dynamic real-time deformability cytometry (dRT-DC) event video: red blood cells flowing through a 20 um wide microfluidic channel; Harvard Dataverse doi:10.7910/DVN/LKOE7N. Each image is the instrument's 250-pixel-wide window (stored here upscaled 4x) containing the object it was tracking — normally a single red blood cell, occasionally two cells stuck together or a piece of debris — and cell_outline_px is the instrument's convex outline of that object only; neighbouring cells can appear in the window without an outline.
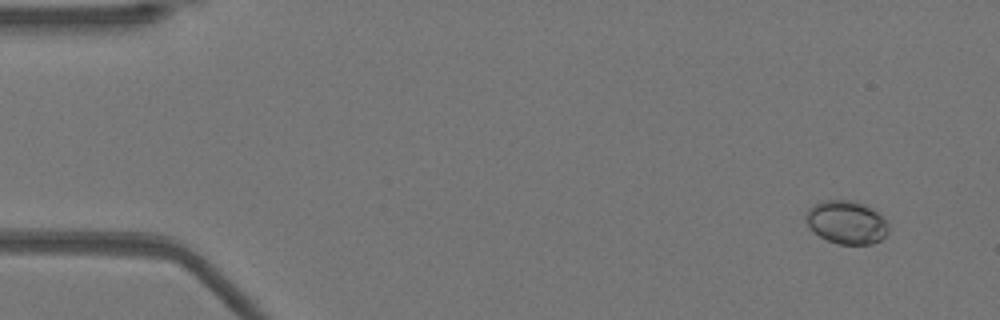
{"species": "Egyptian fruit bat (a non-hibernating species)", "species_latin": "Rousettus aegyptiacus", "temperature_condition": "warm", "stored_images_in_passage": 52, "camera_frame_rate_fps": 3000, "um_per_image_px": 0.085, "animal": {"sex": "female"}, "frame": {"image": 1, "passage_image": 4, "time_ms": 1.0, "image_size_px": [1000, 320], "cell_outline_px": [[888, 232], [880, 240], [872, 244], [836, 244], [820, 236], [808, 224], [808, 208], [816, 204], [828, 200], [848, 200], [864, 204], [876, 212], [888, 224]], "centroid_in_image_um": [71.98, 18.91], "position_along_channel_um": 13.0, "area_um2": 20.17}}
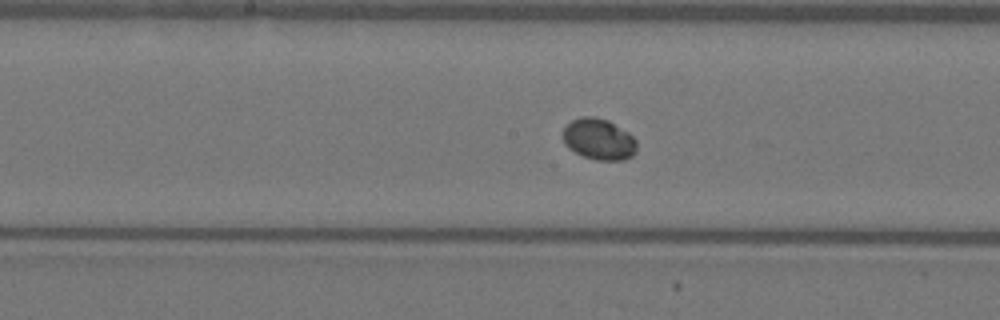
{"frame": {"image": 2, "passage_image": 27, "time_ms": 8.667, "image_size_px": [1000, 320], "cell_outline_px": [[636, 152], [632, 156], [624, 160], [596, 160], [584, 156], [568, 148], [564, 144], [564, 128], [572, 120], [584, 116], [596, 116], [608, 120], [628, 132], [636, 140]], "centroid_in_image_um": [50.92, 11.83], "position_along_channel_um": 197.3, "area_um2": 17.69}}
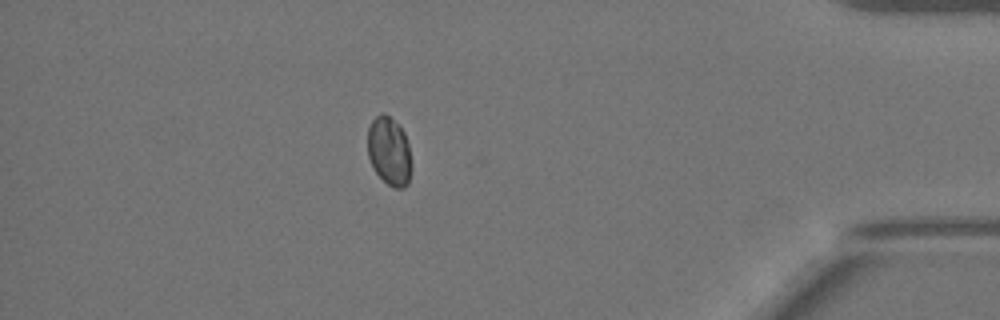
{"frame": {"image": 3, "passage_image": 46, "time_ms": 15.0, "image_size_px": [1000, 320], "cell_outline_px": [[412, 168], [408, 184], [404, 188], [396, 188], [388, 184], [376, 172], [368, 156], [368, 128], [372, 120], [380, 112], [388, 116], [404, 132], [408, 144], [412, 164]], "centroid_in_image_um": [33.1, 12.87], "position_along_channel_um": 402.1, "area_um2": 17.34}}